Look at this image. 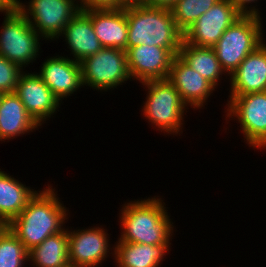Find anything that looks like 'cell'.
<instances>
[{"label":"cell","instance_id":"obj_1","mask_svg":"<svg viewBox=\"0 0 266 267\" xmlns=\"http://www.w3.org/2000/svg\"><path fill=\"white\" fill-rule=\"evenodd\" d=\"M47 185L40 191L38 189L22 212L8 224L28 252L49 236L61 232L70 217L58 191L52 184Z\"/></svg>","mask_w":266,"mask_h":267},{"label":"cell","instance_id":"obj_2","mask_svg":"<svg viewBox=\"0 0 266 267\" xmlns=\"http://www.w3.org/2000/svg\"><path fill=\"white\" fill-rule=\"evenodd\" d=\"M120 207V236L117 241L172 245L175 232L173 219L161 196L127 201Z\"/></svg>","mask_w":266,"mask_h":267},{"label":"cell","instance_id":"obj_3","mask_svg":"<svg viewBox=\"0 0 266 267\" xmlns=\"http://www.w3.org/2000/svg\"><path fill=\"white\" fill-rule=\"evenodd\" d=\"M128 41L126 52L135 46L168 48L178 55L184 33L177 27L170 9L143 4L127 5Z\"/></svg>","mask_w":266,"mask_h":267},{"label":"cell","instance_id":"obj_4","mask_svg":"<svg viewBox=\"0 0 266 267\" xmlns=\"http://www.w3.org/2000/svg\"><path fill=\"white\" fill-rule=\"evenodd\" d=\"M142 85L147 94L141 106V115L164 135L180 136L184 131V115L189 107L183 103L174 85L168 79Z\"/></svg>","mask_w":266,"mask_h":267},{"label":"cell","instance_id":"obj_5","mask_svg":"<svg viewBox=\"0 0 266 267\" xmlns=\"http://www.w3.org/2000/svg\"><path fill=\"white\" fill-rule=\"evenodd\" d=\"M263 27L262 18L241 16L225 30L213 46L227 78L251 52L265 41Z\"/></svg>","mask_w":266,"mask_h":267},{"label":"cell","instance_id":"obj_6","mask_svg":"<svg viewBox=\"0 0 266 267\" xmlns=\"http://www.w3.org/2000/svg\"><path fill=\"white\" fill-rule=\"evenodd\" d=\"M3 13L5 16L0 29V55L25 70L39 57L42 52L40 40L44 39L18 8Z\"/></svg>","mask_w":266,"mask_h":267},{"label":"cell","instance_id":"obj_7","mask_svg":"<svg viewBox=\"0 0 266 267\" xmlns=\"http://www.w3.org/2000/svg\"><path fill=\"white\" fill-rule=\"evenodd\" d=\"M228 97L225 122L233 119L240 124L239 130L249 148L266 150V91Z\"/></svg>","mask_w":266,"mask_h":267},{"label":"cell","instance_id":"obj_8","mask_svg":"<svg viewBox=\"0 0 266 267\" xmlns=\"http://www.w3.org/2000/svg\"><path fill=\"white\" fill-rule=\"evenodd\" d=\"M81 64L83 86L94 91L107 92L132 81L127 62V53L120 48H102L85 58Z\"/></svg>","mask_w":266,"mask_h":267},{"label":"cell","instance_id":"obj_9","mask_svg":"<svg viewBox=\"0 0 266 267\" xmlns=\"http://www.w3.org/2000/svg\"><path fill=\"white\" fill-rule=\"evenodd\" d=\"M18 9L45 41L60 40L64 27L80 10L78 0L19 1Z\"/></svg>","mask_w":266,"mask_h":267},{"label":"cell","instance_id":"obj_10","mask_svg":"<svg viewBox=\"0 0 266 267\" xmlns=\"http://www.w3.org/2000/svg\"><path fill=\"white\" fill-rule=\"evenodd\" d=\"M69 228L68 259L72 266L100 267L104 261H107L110 254L115 257V245H110L108 230L102 225L85 229Z\"/></svg>","mask_w":266,"mask_h":267},{"label":"cell","instance_id":"obj_11","mask_svg":"<svg viewBox=\"0 0 266 267\" xmlns=\"http://www.w3.org/2000/svg\"><path fill=\"white\" fill-rule=\"evenodd\" d=\"M241 16L230 0H220L184 32V40L199 47H213Z\"/></svg>","mask_w":266,"mask_h":267},{"label":"cell","instance_id":"obj_12","mask_svg":"<svg viewBox=\"0 0 266 267\" xmlns=\"http://www.w3.org/2000/svg\"><path fill=\"white\" fill-rule=\"evenodd\" d=\"M26 71V72H25ZM23 71L14 93L21 99L26 111L40 125L59 112L61 103L37 72ZM58 111V112H57Z\"/></svg>","mask_w":266,"mask_h":267},{"label":"cell","instance_id":"obj_13","mask_svg":"<svg viewBox=\"0 0 266 267\" xmlns=\"http://www.w3.org/2000/svg\"><path fill=\"white\" fill-rule=\"evenodd\" d=\"M128 70L133 81L147 83L168 79L175 55L168 48L139 45L127 52Z\"/></svg>","mask_w":266,"mask_h":267},{"label":"cell","instance_id":"obj_14","mask_svg":"<svg viewBox=\"0 0 266 267\" xmlns=\"http://www.w3.org/2000/svg\"><path fill=\"white\" fill-rule=\"evenodd\" d=\"M37 73L53 94L62 101L81 89L82 71L81 64L70 59L67 55L46 57Z\"/></svg>","mask_w":266,"mask_h":267},{"label":"cell","instance_id":"obj_15","mask_svg":"<svg viewBox=\"0 0 266 267\" xmlns=\"http://www.w3.org/2000/svg\"><path fill=\"white\" fill-rule=\"evenodd\" d=\"M168 80L178 91L183 103L195 110L204 109L208 98H211L215 90L217 91L210 82L193 70L178 55L173 59Z\"/></svg>","mask_w":266,"mask_h":267},{"label":"cell","instance_id":"obj_16","mask_svg":"<svg viewBox=\"0 0 266 267\" xmlns=\"http://www.w3.org/2000/svg\"><path fill=\"white\" fill-rule=\"evenodd\" d=\"M84 11L92 20L95 34L103 48H120L126 51L128 41L126 7L91 8Z\"/></svg>","mask_w":266,"mask_h":267},{"label":"cell","instance_id":"obj_17","mask_svg":"<svg viewBox=\"0 0 266 267\" xmlns=\"http://www.w3.org/2000/svg\"><path fill=\"white\" fill-rule=\"evenodd\" d=\"M266 41L251 52L228 78L230 95L266 91Z\"/></svg>","mask_w":266,"mask_h":267},{"label":"cell","instance_id":"obj_18","mask_svg":"<svg viewBox=\"0 0 266 267\" xmlns=\"http://www.w3.org/2000/svg\"><path fill=\"white\" fill-rule=\"evenodd\" d=\"M59 37L67 44V49L70 51L69 58L79 63L103 48L95 34L92 20L81 9L64 27Z\"/></svg>","mask_w":266,"mask_h":267},{"label":"cell","instance_id":"obj_19","mask_svg":"<svg viewBox=\"0 0 266 267\" xmlns=\"http://www.w3.org/2000/svg\"><path fill=\"white\" fill-rule=\"evenodd\" d=\"M42 128L26 111L15 93L3 94L0 101V141L2 143Z\"/></svg>","mask_w":266,"mask_h":267},{"label":"cell","instance_id":"obj_20","mask_svg":"<svg viewBox=\"0 0 266 267\" xmlns=\"http://www.w3.org/2000/svg\"><path fill=\"white\" fill-rule=\"evenodd\" d=\"M115 257L117 267H161L166 260L172 246L150 245L130 243L123 241L115 242ZM165 258V259H164Z\"/></svg>","mask_w":266,"mask_h":267},{"label":"cell","instance_id":"obj_21","mask_svg":"<svg viewBox=\"0 0 266 267\" xmlns=\"http://www.w3.org/2000/svg\"><path fill=\"white\" fill-rule=\"evenodd\" d=\"M37 191L0 169V221L9 224Z\"/></svg>","mask_w":266,"mask_h":267},{"label":"cell","instance_id":"obj_22","mask_svg":"<svg viewBox=\"0 0 266 267\" xmlns=\"http://www.w3.org/2000/svg\"><path fill=\"white\" fill-rule=\"evenodd\" d=\"M178 56L216 89L226 73L222 70L213 47H199L184 39Z\"/></svg>","mask_w":266,"mask_h":267},{"label":"cell","instance_id":"obj_23","mask_svg":"<svg viewBox=\"0 0 266 267\" xmlns=\"http://www.w3.org/2000/svg\"><path fill=\"white\" fill-rule=\"evenodd\" d=\"M68 228L46 238L28 252L31 267H60L69 263Z\"/></svg>","mask_w":266,"mask_h":267},{"label":"cell","instance_id":"obj_24","mask_svg":"<svg viewBox=\"0 0 266 267\" xmlns=\"http://www.w3.org/2000/svg\"><path fill=\"white\" fill-rule=\"evenodd\" d=\"M220 0H178L171 8L177 27L184 33L202 14Z\"/></svg>","mask_w":266,"mask_h":267},{"label":"cell","instance_id":"obj_25","mask_svg":"<svg viewBox=\"0 0 266 267\" xmlns=\"http://www.w3.org/2000/svg\"><path fill=\"white\" fill-rule=\"evenodd\" d=\"M28 251L8 228L0 237V267H25Z\"/></svg>","mask_w":266,"mask_h":267},{"label":"cell","instance_id":"obj_26","mask_svg":"<svg viewBox=\"0 0 266 267\" xmlns=\"http://www.w3.org/2000/svg\"><path fill=\"white\" fill-rule=\"evenodd\" d=\"M23 69L0 55V92L14 93Z\"/></svg>","mask_w":266,"mask_h":267},{"label":"cell","instance_id":"obj_27","mask_svg":"<svg viewBox=\"0 0 266 267\" xmlns=\"http://www.w3.org/2000/svg\"><path fill=\"white\" fill-rule=\"evenodd\" d=\"M230 1L242 16H256L262 18L260 15L261 12L257 8L258 7L257 2L259 0H230Z\"/></svg>","mask_w":266,"mask_h":267},{"label":"cell","instance_id":"obj_28","mask_svg":"<svg viewBox=\"0 0 266 267\" xmlns=\"http://www.w3.org/2000/svg\"><path fill=\"white\" fill-rule=\"evenodd\" d=\"M81 10L91 8H121V0H78Z\"/></svg>","mask_w":266,"mask_h":267},{"label":"cell","instance_id":"obj_29","mask_svg":"<svg viewBox=\"0 0 266 267\" xmlns=\"http://www.w3.org/2000/svg\"><path fill=\"white\" fill-rule=\"evenodd\" d=\"M178 0H145L143 5L170 9Z\"/></svg>","mask_w":266,"mask_h":267},{"label":"cell","instance_id":"obj_30","mask_svg":"<svg viewBox=\"0 0 266 267\" xmlns=\"http://www.w3.org/2000/svg\"><path fill=\"white\" fill-rule=\"evenodd\" d=\"M20 0H0V14L4 11L16 9Z\"/></svg>","mask_w":266,"mask_h":267},{"label":"cell","instance_id":"obj_31","mask_svg":"<svg viewBox=\"0 0 266 267\" xmlns=\"http://www.w3.org/2000/svg\"><path fill=\"white\" fill-rule=\"evenodd\" d=\"M145 0H121V8L127 5L143 4Z\"/></svg>","mask_w":266,"mask_h":267},{"label":"cell","instance_id":"obj_32","mask_svg":"<svg viewBox=\"0 0 266 267\" xmlns=\"http://www.w3.org/2000/svg\"><path fill=\"white\" fill-rule=\"evenodd\" d=\"M8 229V223L0 221V237Z\"/></svg>","mask_w":266,"mask_h":267},{"label":"cell","instance_id":"obj_33","mask_svg":"<svg viewBox=\"0 0 266 267\" xmlns=\"http://www.w3.org/2000/svg\"><path fill=\"white\" fill-rule=\"evenodd\" d=\"M60 267H74V266H72L71 264H66V265H63V266H60Z\"/></svg>","mask_w":266,"mask_h":267},{"label":"cell","instance_id":"obj_34","mask_svg":"<svg viewBox=\"0 0 266 267\" xmlns=\"http://www.w3.org/2000/svg\"><path fill=\"white\" fill-rule=\"evenodd\" d=\"M3 94H4V93L0 92V101H1V98H2Z\"/></svg>","mask_w":266,"mask_h":267}]
</instances>
